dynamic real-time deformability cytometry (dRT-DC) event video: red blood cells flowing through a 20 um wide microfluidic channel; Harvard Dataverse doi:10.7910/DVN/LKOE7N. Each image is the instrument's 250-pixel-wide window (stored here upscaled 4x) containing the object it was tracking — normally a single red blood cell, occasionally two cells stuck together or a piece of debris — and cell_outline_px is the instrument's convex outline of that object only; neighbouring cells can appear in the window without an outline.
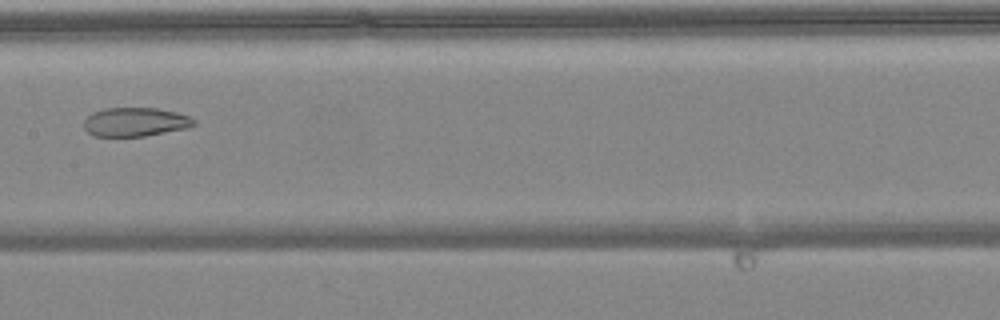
{"species": "common noctule bat (a hibernating species)", "species_latin": "Nyctalus noctula", "temperature_condition": "warm", "stored_images_in_passage": 4, "camera_frame_rate_fps": 3000, "um_per_image_px": 0.085, "animal": {"sex": "female", "body_mass_g": 24.6, "forearm_length_mm": 56.2}, "frame": {"image": 1, "passage_image": 4, "time_ms": 1.0, "image_size_px": [1000, 320], "cell_outline_px": [[196, 124], [188, 128], [144, 136], [92, 136], [84, 128], [84, 120], [92, 112], [104, 108], [156, 108], [176, 112], [188, 116], [196, 120]], "centroid_in_image_um": [11.49, 10.37], "position_along_channel_um": 195.9, "area_um2": 18.55}}